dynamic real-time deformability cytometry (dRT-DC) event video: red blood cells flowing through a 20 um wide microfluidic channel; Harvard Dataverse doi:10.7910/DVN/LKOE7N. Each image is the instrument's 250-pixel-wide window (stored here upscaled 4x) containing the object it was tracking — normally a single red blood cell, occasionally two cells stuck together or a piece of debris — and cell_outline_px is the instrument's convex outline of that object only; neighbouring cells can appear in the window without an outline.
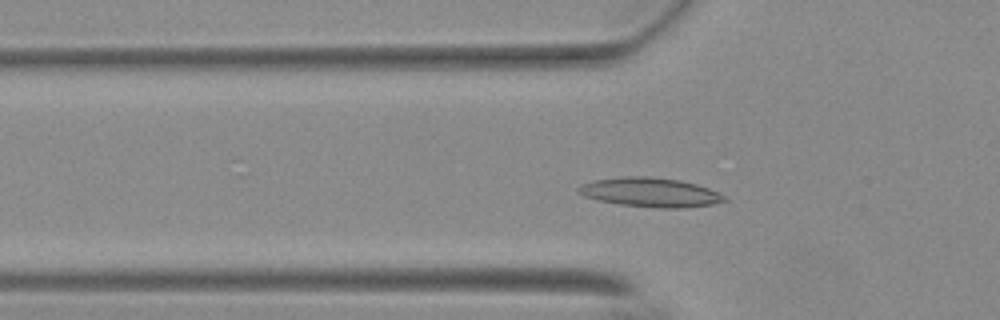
{"species": "Egyptian fruit bat (a non-hibernating species)", "species_latin": "Rousettus aegyptiacus", "temperature_condition": "warm", "stored_images_in_passage": 43, "camera_frame_rate_fps": 3000, "um_per_image_px": 0.085, "animal": {"sex": "female"}, "frame": {"image": 1, "passage_image": 6, "time_ms": 1.667, "image_size_px": [1000, 320], "cell_outline_px": [[728, 200], [712, 204], [684, 208], [656, 208], [620, 204], [596, 200], [584, 196], [576, 192], [576, 188], [580, 184], [592, 180], [624, 176], [644, 176], [680, 180], [696, 184], [720, 192], [728, 196]], "centroid_in_image_um": [55.26, 16.35], "position_along_channel_um": 70.5, "area_um2": 25.2}}
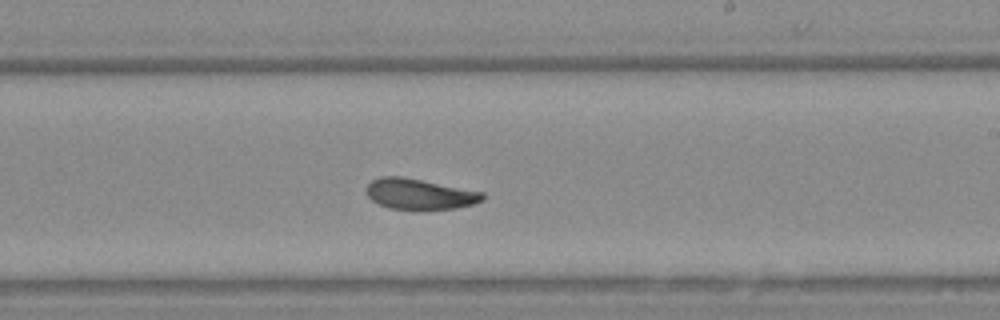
{"frame": {"image": 2, "passage_image": 21, "time_ms": 6.667, "image_size_px": [1000, 320], "cell_outline_px": [[484, 200], [472, 204], [456, 208], [388, 208], [372, 200], [368, 196], [368, 184], [372, 180], [380, 176], [400, 176], [484, 192]], "centroid_in_image_um": [35.67, 16.47], "position_along_channel_um": 253.3, "area_um2": 20.17}}
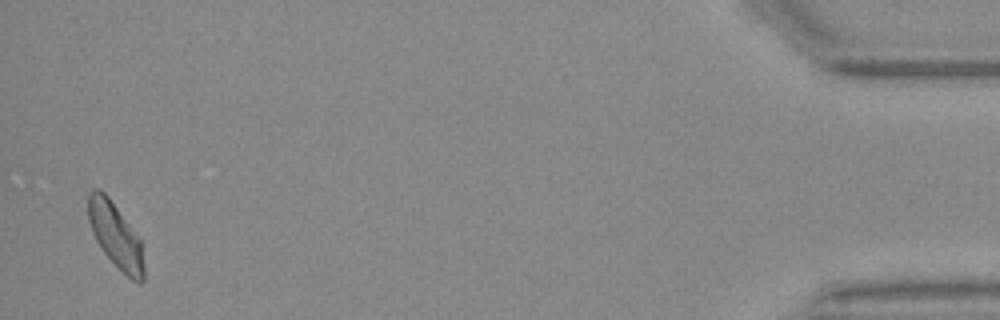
{"frame": {"image": 3, "passage_image": 42, "time_ms": 13.667, "image_size_px": [1000, 320], "cell_outline_px": [[144, 280], [140, 284], [132, 280], [104, 252], [96, 240], [92, 232], [88, 220], [88, 192], [92, 188], [100, 188], [108, 196], [140, 240], [144, 268]], "centroid_in_image_um": [9.79, 19.97], "position_along_channel_um": 425.4, "area_um2": 20.63}, "authors_computed_cell_mechanics": {"area_um2": 21.1548, "velocity_mm_per_s": 3.6639, "shape_relaxation_time_tau1_ms": 4.237, "shape_relaxation_time_tau2_ms": 2.122, "deformation_change_tau1": 0.1321, "deformation_change_tau2": 0.0777}}